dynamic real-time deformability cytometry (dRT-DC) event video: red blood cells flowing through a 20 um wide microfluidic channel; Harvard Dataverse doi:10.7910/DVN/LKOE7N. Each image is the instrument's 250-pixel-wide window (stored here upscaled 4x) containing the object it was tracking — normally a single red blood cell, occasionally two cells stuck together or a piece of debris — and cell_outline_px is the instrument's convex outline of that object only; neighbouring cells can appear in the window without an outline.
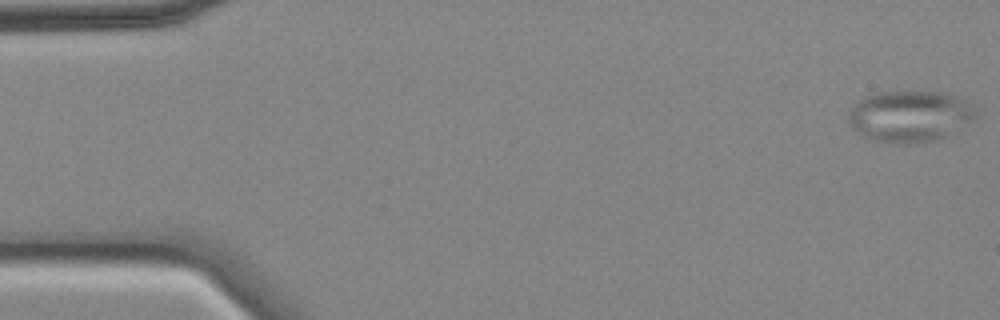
{"species": "common noctule bat (a hibernating species)", "species_latin": "Nyctalus noctula", "temperature_condition": "cold", "stored_images_in_passage": 57, "camera_frame_rate_fps": 3000, "um_per_image_px": 0.085, "animal": {"sex": "female", "body_mass_g": 18.4}, "frame": {"image": 1, "passage_image": 1, "time_ms": 0.0, "image_size_px": [1000, 320], "cell_outline_px": [[980, 104], [976, 116], [948, 136], [940, 140], [908, 144], [892, 144], [872, 140], [860, 136], [848, 124], [848, 108], [856, 100], [880, 92], [940, 92], [964, 96]], "centroid_in_image_um": [77.37, 9.88], "position_along_channel_um": 7.6, "area_um2": 39.48}}
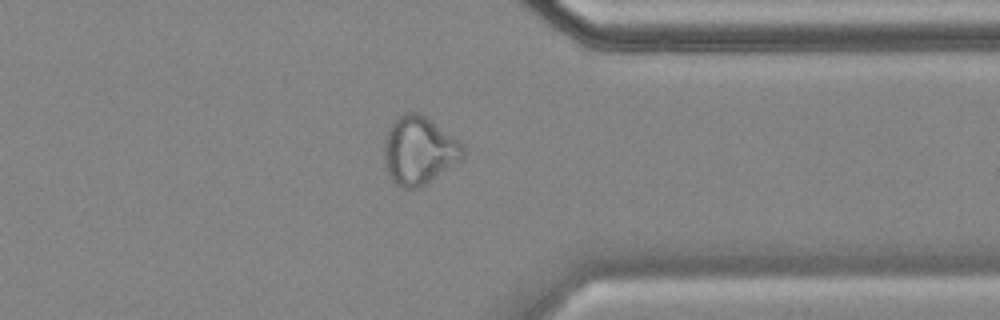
{"frame": {"image": 2, "passage_image": 44, "time_ms": 14.333, "image_size_px": [1000, 320], "cell_outline_px": [[464, 156], [460, 160], [424, 184], [416, 188], [404, 188], [396, 184], [388, 176], [384, 168], [384, 140], [388, 128], [404, 112], [416, 112], [432, 120], [460, 140], [464, 144]], "centroid_in_image_um": [35.6, 12.78], "position_along_channel_um": 375.8, "area_um2": 31.21}}
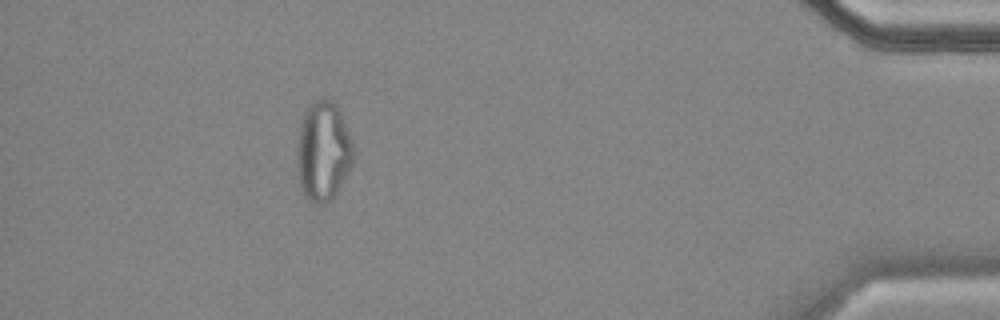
{"frame": {"image": 3, "passage_image": 51, "time_ms": 16.667, "image_size_px": [1000, 320], "cell_outline_px": [[356, 156], [340, 188], [332, 200], [328, 204], [312, 204], [304, 196], [300, 188], [296, 168], [296, 144], [300, 124], [304, 112], [312, 100], [320, 96], [324, 96], [332, 100], [336, 104], [340, 112], [352, 140]], "centroid_in_image_um": [27.45, 12.86], "position_along_channel_um": 407.7, "area_um2": 33.99}}